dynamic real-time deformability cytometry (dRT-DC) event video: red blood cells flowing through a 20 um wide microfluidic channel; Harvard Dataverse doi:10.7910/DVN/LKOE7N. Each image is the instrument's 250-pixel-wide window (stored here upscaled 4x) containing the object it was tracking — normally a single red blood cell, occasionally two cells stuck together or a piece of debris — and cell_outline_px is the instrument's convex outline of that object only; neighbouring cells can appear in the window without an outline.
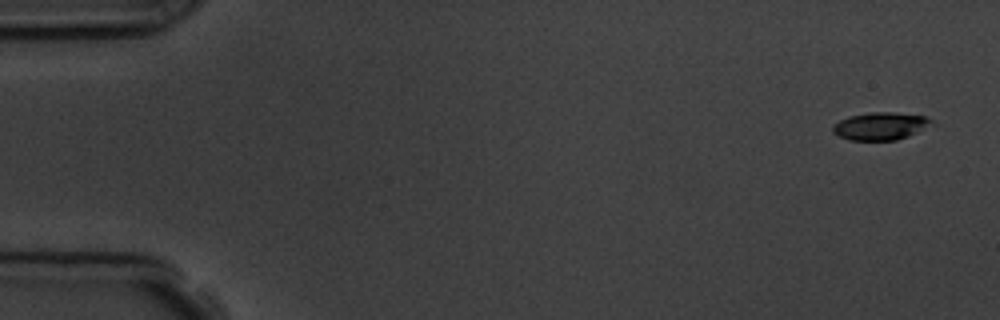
{"species": "common noctule bat (a hibernating species)", "species_latin": "Nyctalus noctula", "temperature_condition": "room temperature", "stored_images_in_passage": 5, "camera_frame_rate_fps": 3000, "um_per_image_px": 0.085, "animal": {"sex": "male", "body_mass_g": 19.5, "forearm_length_mm": 54.6}, "frame": {"image": 1, "passage_image": 1, "time_ms": 0.0, "image_size_px": [1000, 320], "cell_outline_px": [[932, 120], [916, 132], [908, 136], [896, 140], [852, 140], [840, 136], [832, 132], [832, 128], [840, 120], [848, 116], [872, 112], [892, 112], [924, 116]], "centroid_in_image_um": [74.76, 10.71], "position_along_channel_um": 10.2, "area_um2": 15.37}}
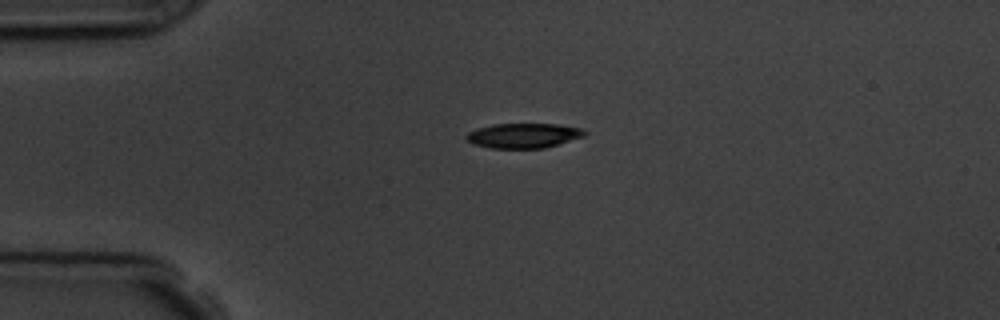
{"frame": {"image": 2, "passage_image": 4, "time_ms": 3.667, "image_size_px": [1000, 320], "cell_outline_px": [[588, 132], [584, 136], [544, 148], [492, 148], [472, 144], [464, 136], [468, 132], [476, 128], [492, 124], [556, 124], [580, 128]], "centroid_in_image_um": [44.46, 11.52], "position_along_channel_um": 40.5, "area_um2": 17.05}}